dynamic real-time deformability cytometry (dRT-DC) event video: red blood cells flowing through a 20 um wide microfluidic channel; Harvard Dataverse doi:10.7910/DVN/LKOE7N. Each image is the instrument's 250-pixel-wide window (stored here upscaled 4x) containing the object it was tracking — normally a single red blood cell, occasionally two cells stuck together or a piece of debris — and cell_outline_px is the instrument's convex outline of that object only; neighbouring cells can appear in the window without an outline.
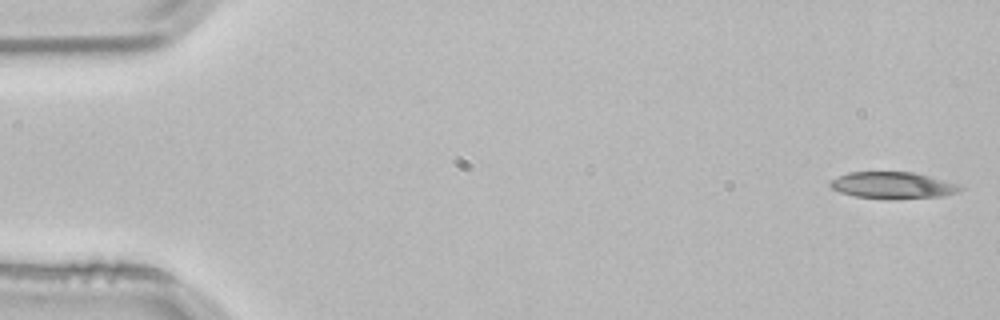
{"species": "common noctule bat (a hibernating species)", "species_latin": "Nyctalus noctula", "temperature_condition": "room temperature", "stored_images_in_passage": 4, "camera_frame_rate_fps": 3000, "um_per_image_px": 0.085, "animal": {"sex": "male", "body_mass_g": 21.5, "forearm_length_mm": 52.0}, "frame": {"image": 1, "passage_image": 1, "time_ms": 0.0, "image_size_px": [1000, 320], "cell_outline_px": [[964, 188], [960, 192], [944, 196], [892, 200], [856, 196], [840, 192], [832, 188], [828, 184], [832, 180], [848, 172], [912, 172], [960, 184]], "centroid_in_image_um": [75.94, 15.77], "position_along_channel_um": 9.1, "area_um2": 20.35}}
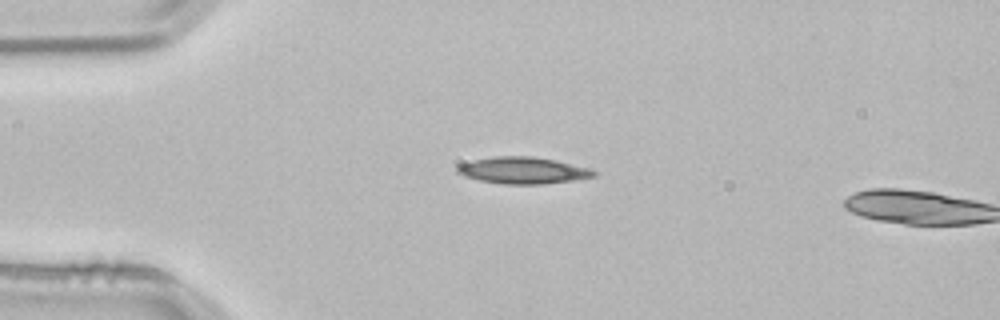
{"frame": {"image": 2, "passage_image": 3, "time_ms": 0.667, "image_size_px": [1000, 320], "cell_outline_px": [[600, 172], [596, 176], [572, 180], [544, 184], [504, 184], [480, 180], [464, 176], [456, 172], [452, 168], [456, 164], [472, 160], [496, 156], [532, 156], [556, 160], [588, 168]], "centroid_in_image_um": [44.4, 14.47], "position_along_channel_um": 40.6, "area_um2": 21.44}}